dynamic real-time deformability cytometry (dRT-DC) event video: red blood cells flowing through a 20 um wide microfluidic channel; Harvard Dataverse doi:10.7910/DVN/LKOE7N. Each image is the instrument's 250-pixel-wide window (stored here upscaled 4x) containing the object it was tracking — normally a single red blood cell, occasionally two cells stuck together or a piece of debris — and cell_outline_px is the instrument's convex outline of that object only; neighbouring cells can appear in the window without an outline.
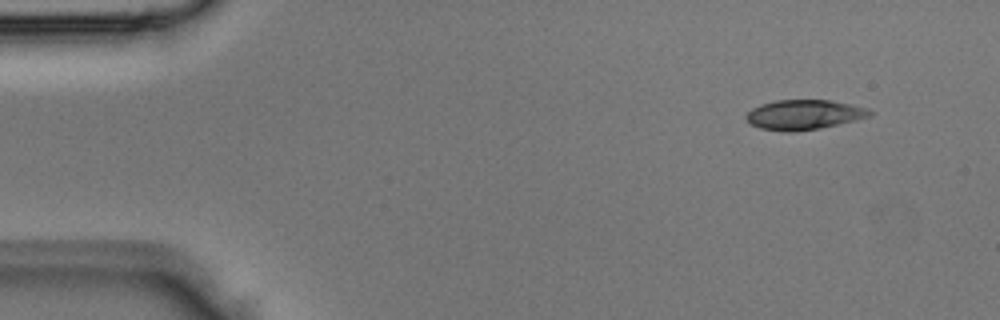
{"species": "Egyptian fruit bat (a non-hibernating species)", "species_latin": "Rousettus aegyptiacus", "temperature_condition": "room temperature", "stored_images_in_passage": 4, "camera_frame_rate_fps": 3000, "um_per_image_px": 0.085, "animal": {"sex": "male"}, "frame": {"image": 1, "passage_image": 4, "time_ms": 1.0, "image_size_px": [1000, 320], "cell_outline_px": [[872, 116], [856, 120], [820, 128], [792, 132], [784, 132], [760, 128], [748, 124], [744, 116], [752, 108], [760, 104], [776, 100], [832, 100], [852, 104], [868, 108], [872, 112]], "centroid_in_image_um": [68.32, 9.75], "position_along_channel_um": 16.7, "area_um2": 21.73}}